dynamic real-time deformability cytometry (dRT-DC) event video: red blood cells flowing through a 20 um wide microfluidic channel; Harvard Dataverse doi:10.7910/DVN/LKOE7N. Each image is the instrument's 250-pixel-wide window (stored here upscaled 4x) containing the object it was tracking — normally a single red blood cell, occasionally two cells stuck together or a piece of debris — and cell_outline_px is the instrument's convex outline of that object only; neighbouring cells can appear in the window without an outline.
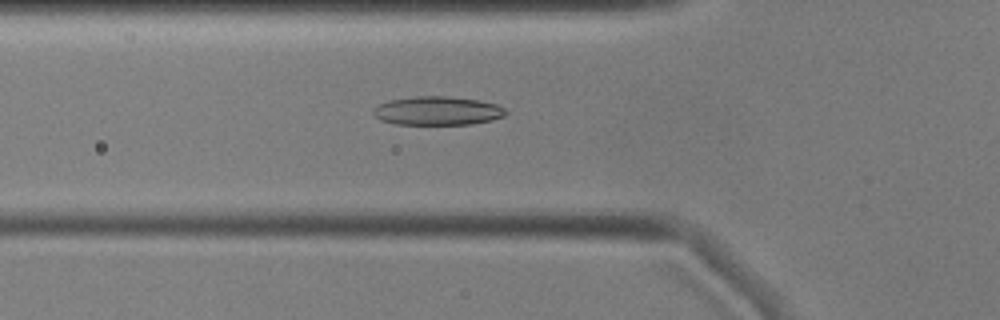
{"species": "common noctule bat (a hibernating species)", "species_latin": "Nyctalus noctula", "temperature_condition": "cold", "stored_images_in_passage": 55, "camera_frame_rate_fps": 3000, "um_per_image_px": 0.085, "animal": {"sex": "male", "body_mass_g": 17.9, "forearm_length_mm": 54.2}, "frame": {"image": 1, "passage_image": 18, "time_ms": 5.667, "image_size_px": [1000, 320], "cell_outline_px": [[508, 112], [504, 116], [492, 120], [472, 124], [396, 124], [380, 120], [372, 112], [372, 108], [388, 100], [416, 96], [448, 96], [480, 100], [496, 104], [504, 108]], "centroid_in_image_um": [37.19, 9.41], "position_along_channel_um": 88.6, "area_um2": 22.25}}
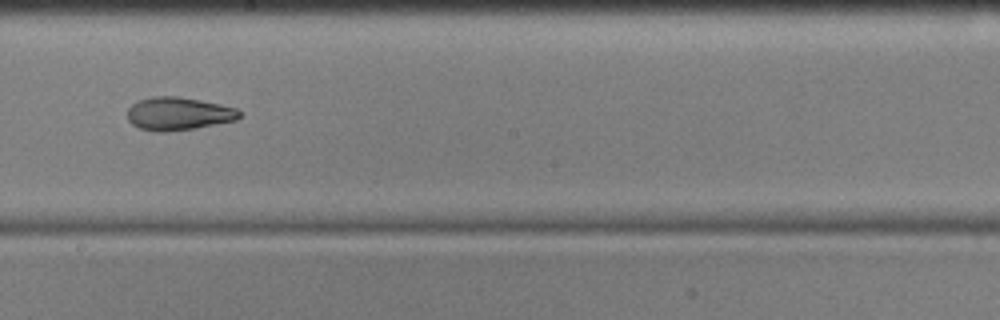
{"frame": {"image": 2, "passage_image": 30, "time_ms": 9.667, "image_size_px": [1000, 320], "cell_outline_px": [[240, 116], [236, 120], [196, 128], [164, 132], [160, 132], [140, 128], [132, 124], [128, 120], [128, 108], [132, 104], [140, 100], [152, 96], [176, 96], [200, 100], [220, 104], [236, 108], [240, 112]], "centroid_in_image_um": [15.16, 9.66], "position_along_channel_um": 233.0, "area_um2": 21.44}}
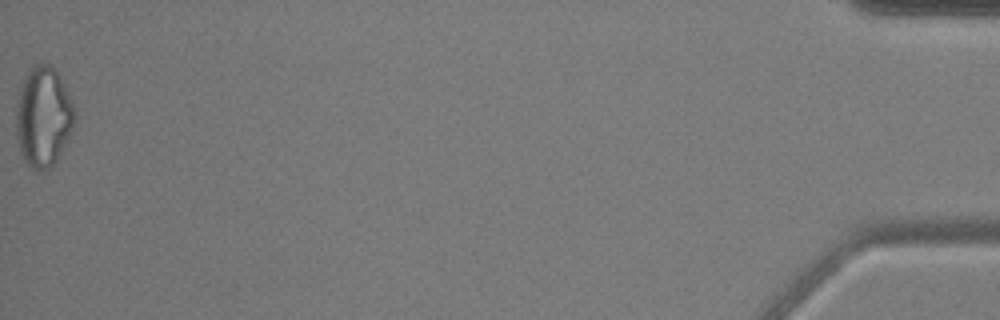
{"frame": {"image": 3, "passage_image": 55, "time_ms": 18.0, "image_size_px": [1000, 320], "cell_outline_px": [[76, 116], [68, 140], [56, 160], [48, 168], [40, 172], [32, 168], [24, 160], [20, 152], [16, 132], [16, 104], [20, 88], [28, 72], [36, 64], [52, 64], [68, 92], [76, 108]], "centroid_in_image_um": [3.69, 9.94], "position_along_channel_um": 431.5, "area_um2": 34.1}, "authors_computed_cell_mechanics": {"area_um2": 22.9466, "velocity_mm_per_s": 3.5901, "shape_relaxation_time_tau1_ms": 6.2328, "shape_relaxation_time_tau2_ms": 5.1414, "deformation_change_tau1": 0.1685, "deformation_change_tau2": 0.1249}}